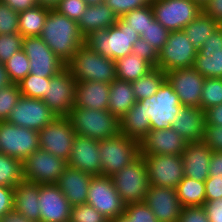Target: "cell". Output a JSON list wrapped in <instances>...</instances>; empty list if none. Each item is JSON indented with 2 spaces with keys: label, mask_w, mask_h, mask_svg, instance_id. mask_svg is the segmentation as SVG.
<instances>
[{
  "label": "cell",
  "mask_w": 222,
  "mask_h": 222,
  "mask_svg": "<svg viewBox=\"0 0 222 222\" xmlns=\"http://www.w3.org/2000/svg\"><path fill=\"white\" fill-rule=\"evenodd\" d=\"M40 184L23 181L14 188L13 209L33 222H40Z\"/></svg>",
  "instance_id": "4316f807"
},
{
  "label": "cell",
  "mask_w": 222,
  "mask_h": 222,
  "mask_svg": "<svg viewBox=\"0 0 222 222\" xmlns=\"http://www.w3.org/2000/svg\"><path fill=\"white\" fill-rule=\"evenodd\" d=\"M38 133L40 149L68 161L76 135L68 117H56Z\"/></svg>",
  "instance_id": "4fadbf2b"
},
{
  "label": "cell",
  "mask_w": 222,
  "mask_h": 222,
  "mask_svg": "<svg viewBox=\"0 0 222 222\" xmlns=\"http://www.w3.org/2000/svg\"><path fill=\"white\" fill-rule=\"evenodd\" d=\"M67 166L93 176L102 175L98 140L76 134Z\"/></svg>",
  "instance_id": "44dd1931"
},
{
  "label": "cell",
  "mask_w": 222,
  "mask_h": 222,
  "mask_svg": "<svg viewBox=\"0 0 222 222\" xmlns=\"http://www.w3.org/2000/svg\"><path fill=\"white\" fill-rule=\"evenodd\" d=\"M132 53L144 58L153 67H157L158 52L143 38H139L132 47Z\"/></svg>",
  "instance_id": "681fc988"
},
{
  "label": "cell",
  "mask_w": 222,
  "mask_h": 222,
  "mask_svg": "<svg viewBox=\"0 0 222 222\" xmlns=\"http://www.w3.org/2000/svg\"><path fill=\"white\" fill-rule=\"evenodd\" d=\"M71 222H109L98 210L89 204L76 205L71 208Z\"/></svg>",
  "instance_id": "bcb514c9"
},
{
  "label": "cell",
  "mask_w": 222,
  "mask_h": 222,
  "mask_svg": "<svg viewBox=\"0 0 222 222\" xmlns=\"http://www.w3.org/2000/svg\"><path fill=\"white\" fill-rule=\"evenodd\" d=\"M123 215L130 222H158L151 209L144 202L127 204Z\"/></svg>",
  "instance_id": "7dc6e473"
},
{
  "label": "cell",
  "mask_w": 222,
  "mask_h": 222,
  "mask_svg": "<svg viewBox=\"0 0 222 222\" xmlns=\"http://www.w3.org/2000/svg\"><path fill=\"white\" fill-rule=\"evenodd\" d=\"M111 177L116 191L126 205L144 202L150 182L144 158L141 154Z\"/></svg>",
  "instance_id": "52a82bcc"
},
{
  "label": "cell",
  "mask_w": 222,
  "mask_h": 222,
  "mask_svg": "<svg viewBox=\"0 0 222 222\" xmlns=\"http://www.w3.org/2000/svg\"><path fill=\"white\" fill-rule=\"evenodd\" d=\"M61 0H36L37 6L54 10Z\"/></svg>",
  "instance_id": "03108f58"
},
{
  "label": "cell",
  "mask_w": 222,
  "mask_h": 222,
  "mask_svg": "<svg viewBox=\"0 0 222 222\" xmlns=\"http://www.w3.org/2000/svg\"><path fill=\"white\" fill-rule=\"evenodd\" d=\"M170 31L163 27L156 19L149 24L145 34L139 36L147 41L158 53L168 40Z\"/></svg>",
  "instance_id": "7bdbcfd3"
},
{
  "label": "cell",
  "mask_w": 222,
  "mask_h": 222,
  "mask_svg": "<svg viewBox=\"0 0 222 222\" xmlns=\"http://www.w3.org/2000/svg\"><path fill=\"white\" fill-rule=\"evenodd\" d=\"M192 67L204 78H222V51H198Z\"/></svg>",
  "instance_id": "8d00e7d4"
},
{
  "label": "cell",
  "mask_w": 222,
  "mask_h": 222,
  "mask_svg": "<svg viewBox=\"0 0 222 222\" xmlns=\"http://www.w3.org/2000/svg\"><path fill=\"white\" fill-rule=\"evenodd\" d=\"M109 222H130V221L124 215H120L119 217L114 218Z\"/></svg>",
  "instance_id": "a7ac6f4b"
},
{
  "label": "cell",
  "mask_w": 222,
  "mask_h": 222,
  "mask_svg": "<svg viewBox=\"0 0 222 222\" xmlns=\"http://www.w3.org/2000/svg\"><path fill=\"white\" fill-rule=\"evenodd\" d=\"M212 152L203 141L187 142L182 152L184 176L197 181H205L209 177Z\"/></svg>",
  "instance_id": "603a6c76"
},
{
  "label": "cell",
  "mask_w": 222,
  "mask_h": 222,
  "mask_svg": "<svg viewBox=\"0 0 222 222\" xmlns=\"http://www.w3.org/2000/svg\"><path fill=\"white\" fill-rule=\"evenodd\" d=\"M66 167V161L39 148L23 160L24 181L56 184Z\"/></svg>",
  "instance_id": "30bf717a"
},
{
  "label": "cell",
  "mask_w": 222,
  "mask_h": 222,
  "mask_svg": "<svg viewBox=\"0 0 222 222\" xmlns=\"http://www.w3.org/2000/svg\"><path fill=\"white\" fill-rule=\"evenodd\" d=\"M166 80V73L154 67L146 75L136 81L131 82L134 96L137 101L146 99L155 94Z\"/></svg>",
  "instance_id": "e575fe53"
},
{
  "label": "cell",
  "mask_w": 222,
  "mask_h": 222,
  "mask_svg": "<svg viewBox=\"0 0 222 222\" xmlns=\"http://www.w3.org/2000/svg\"><path fill=\"white\" fill-rule=\"evenodd\" d=\"M0 222H33L14 209L0 217Z\"/></svg>",
  "instance_id": "be15d7a7"
},
{
  "label": "cell",
  "mask_w": 222,
  "mask_h": 222,
  "mask_svg": "<svg viewBox=\"0 0 222 222\" xmlns=\"http://www.w3.org/2000/svg\"><path fill=\"white\" fill-rule=\"evenodd\" d=\"M178 222H209L203 206L183 207Z\"/></svg>",
  "instance_id": "f5cc1de1"
},
{
  "label": "cell",
  "mask_w": 222,
  "mask_h": 222,
  "mask_svg": "<svg viewBox=\"0 0 222 222\" xmlns=\"http://www.w3.org/2000/svg\"><path fill=\"white\" fill-rule=\"evenodd\" d=\"M76 84L67 68L50 78L42 100L57 117H68L74 107Z\"/></svg>",
  "instance_id": "2e32d148"
},
{
  "label": "cell",
  "mask_w": 222,
  "mask_h": 222,
  "mask_svg": "<svg viewBox=\"0 0 222 222\" xmlns=\"http://www.w3.org/2000/svg\"><path fill=\"white\" fill-rule=\"evenodd\" d=\"M203 207L209 222H222V198L206 201Z\"/></svg>",
  "instance_id": "6f0895ef"
},
{
  "label": "cell",
  "mask_w": 222,
  "mask_h": 222,
  "mask_svg": "<svg viewBox=\"0 0 222 222\" xmlns=\"http://www.w3.org/2000/svg\"><path fill=\"white\" fill-rule=\"evenodd\" d=\"M10 8L20 12L37 6L36 0H2Z\"/></svg>",
  "instance_id": "6125c7cd"
},
{
  "label": "cell",
  "mask_w": 222,
  "mask_h": 222,
  "mask_svg": "<svg viewBox=\"0 0 222 222\" xmlns=\"http://www.w3.org/2000/svg\"><path fill=\"white\" fill-rule=\"evenodd\" d=\"M202 141L212 151H222V126L205 125Z\"/></svg>",
  "instance_id": "f907efd6"
},
{
  "label": "cell",
  "mask_w": 222,
  "mask_h": 222,
  "mask_svg": "<svg viewBox=\"0 0 222 222\" xmlns=\"http://www.w3.org/2000/svg\"><path fill=\"white\" fill-rule=\"evenodd\" d=\"M104 3L118 18L134 9L145 6L140 0H104Z\"/></svg>",
  "instance_id": "816d5d0a"
},
{
  "label": "cell",
  "mask_w": 222,
  "mask_h": 222,
  "mask_svg": "<svg viewBox=\"0 0 222 222\" xmlns=\"http://www.w3.org/2000/svg\"><path fill=\"white\" fill-rule=\"evenodd\" d=\"M222 103V78H205L201 95V109Z\"/></svg>",
  "instance_id": "60d3db41"
},
{
  "label": "cell",
  "mask_w": 222,
  "mask_h": 222,
  "mask_svg": "<svg viewBox=\"0 0 222 222\" xmlns=\"http://www.w3.org/2000/svg\"><path fill=\"white\" fill-rule=\"evenodd\" d=\"M22 50L30 61V74L51 78L66 68L47 44L39 37H23Z\"/></svg>",
  "instance_id": "9a60e30c"
},
{
  "label": "cell",
  "mask_w": 222,
  "mask_h": 222,
  "mask_svg": "<svg viewBox=\"0 0 222 222\" xmlns=\"http://www.w3.org/2000/svg\"><path fill=\"white\" fill-rule=\"evenodd\" d=\"M166 80L178 95L180 104L201 108V95L205 78L193 67L166 72Z\"/></svg>",
  "instance_id": "ac0fdd59"
},
{
  "label": "cell",
  "mask_w": 222,
  "mask_h": 222,
  "mask_svg": "<svg viewBox=\"0 0 222 222\" xmlns=\"http://www.w3.org/2000/svg\"><path fill=\"white\" fill-rule=\"evenodd\" d=\"M40 222L70 221V202L56 184H40L39 188Z\"/></svg>",
  "instance_id": "d6986e66"
},
{
  "label": "cell",
  "mask_w": 222,
  "mask_h": 222,
  "mask_svg": "<svg viewBox=\"0 0 222 222\" xmlns=\"http://www.w3.org/2000/svg\"><path fill=\"white\" fill-rule=\"evenodd\" d=\"M39 147V133L36 130L0 122V153L26 159Z\"/></svg>",
  "instance_id": "8fae6325"
},
{
  "label": "cell",
  "mask_w": 222,
  "mask_h": 222,
  "mask_svg": "<svg viewBox=\"0 0 222 222\" xmlns=\"http://www.w3.org/2000/svg\"><path fill=\"white\" fill-rule=\"evenodd\" d=\"M102 175L111 177L140 155L137 140L119 133L111 138L99 140Z\"/></svg>",
  "instance_id": "5b68a950"
},
{
  "label": "cell",
  "mask_w": 222,
  "mask_h": 222,
  "mask_svg": "<svg viewBox=\"0 0 222 222\" xmlns=\"http://www.w3.org/2000/svg\"><path fill=\"white\" fill-rule=\"evenodd\" d=\"M77 82L113 83L117 79L115 61L100 55L85 44L66 64Z\"/></svg>",
  "instance_id": "3957f363"
},
{
  "label": "cell",
  "mask_w": 222,
  "mask_h": 222,
  "mask_svg": "<svg viewBox=\"0 0 222 222\" xmlns=\"http://www.w3.org/2000/svg\"><path fill=\"white\" fill-rule=\"evenodd\" d=\"M139 144L142 156L157 154L182 155L187 141L172 128L151 129Z\"/></svg>",
  "instance_id": "7402d4cb"
},
{
  "label": "cell",
  "mask_w": 222,
  "mask_h": 222,
  "mask_svg": "<svg viewBox=\"0 0 222 222\" xmlns=\"http://www.w3.org/2000/svg\"><path fill=\"white\" fill-rule=\"evenodd\" d=\"M47 85H50V78H40L30 73L18 83L22 96L41 100L47 92Z\"/></svg>",
  "instance_id": "ab89813d"
},
{
  "label": "cell",
  "mask_w": 222,
  "mask_h": 222,
  "mask_svg": "<svg viewBox=\"0 0 222 222\" xmlns=\"http://www.w3.org/2000/svg\"><path fill=\"white\" fill-rule=\"evenodd\" d=\"M120 19L127 24L128 28L135 30L138 35L145 34L149 24L155 20L152 6L145 5L125 13Z\"/></svg>",
  "instance_id": "74e56055"
},
{
  "label": "cell",
  "mask_w": 222,
  "mask_h": 222,
  "mask_svg": "<svg viewBox=\"0 0 222 222\" xmlns=\"http://www.w3.org/2000/svg\"><path fill=\"white\" fill-rule=\"evenodd\" d=\"M39 37L65 64L84 45V37L78 23L56 10H49Z\"/></svg>",
  "instance_id": "6da1fadb"
},
{
  "label": "cell",
  "mask_w": 222,
  "mask_h": 222,
  "mask_svg": "<svg viewBox=\"0 0 222 222\" xmlns=\"http://www.w3.org/2000/svg\"><path fill=\"white\" fill-rule=\"evenodd\" d=\"M198 50L190 43L183 30L170 31L168 40L158 53L157 67L169 72L191 68Z\"/></svg>",
  "instance_id": "9c48e42d"
},
{
  "label": "cell",
  "mask_w": 222,
  "mask_h": 222,
  "mask_svg": "<svg viewBox=\"0 0 222 222\" xmlns=\"http://www.w3.org/2000/svg\"><path fill=\"white\" fill-rule=\"evenodd\" d=\"M77 135L104 140L120 133V119L108 110L73 107L68 115Z\"/></svg>",
  "instance_id": "277c9868"
},
{
  "label": "cell",
  "mask_w": 222,
  "mask_h": 222,
  "mask_svg": "<svg viewBox=\"0 0 222 222\" xmlns=\"http://www.w3.org/2000/svg\"><path fill=\"white\" fill-rule=\"evenodd\" d=\"M11 84V81L8 77V73L5 67V63L0 62V89Z\"/></svg>",
  "instance_id": "e7e4bbea"
},
{
  "label": "cell",
  "mask_w": 222,
  "mask_h": 222,
  "mask_svg": "<svg viewBox=\"0 0 222 222\" xmlns=\"http://www.w3.org/2000/svg\"><path fill=\"white\" fill-rule=\"evenodd\" d=\"M49 10L41 6H35L20 11L18 13L19 34L23 37L40 36Z\"/></svg>",
  "instance_id": "d6a6232c"
},
{
  "label": "cell",
  "mask_w": 222,
  "mask_h": 222,
  "mask_svg": "<svg viewBox=\"0 0 222 222\" xmlns=\"http://www.w3.org/2000/svg\"><path fill=\"white\" fill-rule=\"evenodd\" d=\"M144 203L158 222H178L183 208L176 189L161 186L150 185Z\"/></svg>",
  "instance_id": "ffe728a7"
},
{
  "label": "cell",
  "mask_w": 222,
  "mask_h": 222,
  "mask_svg": "<svg viewBox=\"0 0 222 222\" xmlns=\"http://www.w3.org/2000/svg\"><path fill=\"white\" fill-rule=\"evenodd\" d=\"M88 6L104 3V0H84Z\"/></svg>",
  "instance_id": "003e7915"
},
{
  "label": "cell",
  "mask_w": 222,
  "mask_h": 222,
  "mask_svg": "<svg viewBox=\"0 0 222 222\" xmlns=\"http://www.w3.org/2000/svg\"><path fill=\"white\" fill-rule=\"evenodd\" d=\"M199 52H217L222 51V25L214 31L207 40L204 42L202 47L198 50Z\"/></svg>",
  "instance_id": "11a10c76"
},
{
  "label": "cell",
  "mask_w": 222,
  "mask_h": 222,
  "mask_svg": "<svg viewBox=\"0 0 222 222\" xmlns=\"http://www.w3.org/2000/svg\"><path fill=\"white\" fill-rule=\"evenodd\" d=\"M117 79L133 82L146 75L154 67L144 58L131 53L115 61Z\"/></svg>",
  "instance_id": "4dcf8cb0"
},
{
  "label": "cell",
  "mask_w": 222,
  "mask_h": 222,
  "mask_svg": "<svg viewBox=\"0 0 222 222\" xmlns=\"http://www.w3.org/2000/svg\"><path fill=\"white\" fill-rule=\"evenodd\" d=\"M21 96L18 84L11 83L0 89V122L7 121Z\"/></svg>",
  "instance_id": "b9f144b4"
},
{
  "label": "cell",
  "mask_w": 222,
  "mask_h": 222,
  "mask_svg": "<svg viewBox=\"0 0 222 222\" xmlns=\"http://www.w3.org/2000/svg\"><path fill=\"white\" fill-rule=\"evenodd\" d=\"M144 5L152 6L157 0H140Z\"/></svg>",
  "instance_id": "2644e50d"
},
{
  "label": "cell",
  "mask_w": 222,
  "mask_h": 222,
  "mask_svg": "<svg viewBox=\"0 0 222 222\" xmlns=\"http://www.w3.org/2000/svg\"><path fill=\"white\" fill-rule=\"evenodd\" d=\"M202 11L222 25V0H208Z\"/></svg>",
  "instance_id": "680465c9"
},
{
  "label": "cell",
  "mask_w": 222,
  "mask_h": 222,
  "mask_svg": "<svg viewBox=\"0 0 222 222\" xmlns=\"http://www.w3.org/2000/svg\"><path fill=\"white\" fill-rule=\"evenodd\" d=\"M87 7L84 0H61L54 10L78 23Z\"/></svg>",
  "instance_id": "c3c4849f"
},
{
  "label": "cell",
  "mask_w": 222,
  "mask_h": 222,
  "mask_svg": "<svg viewBox=\"0 0 222 222\" xmlns=\"http://www.w3.org/2000/svg\"><path fill=\"white\" fill-rule=\"evenodd\" d=\"M155 19L167 30H183L201 12L192 0H157L153 5Z\"/></svg>",
  "instance_id": "7c38bea8"
},
{
  "label": "cell",
  "mask_w": 222,
  "mask_h": 222,
  "mask_svg": "<svg viewBox=\"0 0 222 222\" xmlns=\"http://www.w3.org/2000/svg\"><path fill=\"white\" fill-rule=\"evenodd\" d=\"M14 188L0 185V217L13 210Z\"/></svg>",
  "instance_id": "9f6ffc18"
},
{
  "label": "cell",
  "mask_w": 222,
  "mask_h": 222,
  "mask_svg": "<svg viewBox=\"0 0 222 222\" xmlns=\"http://www.w3.org/2000/svg\"><path fill=\"white\" fill-rule=\"evenodd\" d=\"M193 2L197 3L201 8L208 2V0H192Z\"/></svg>",
  "instance_id": "89a4df30"
},
{
  "label": "cell",
  "mask_w": 222,
  "mask_h": 222,
  "mask_svg": "<svg viewBox=\"0 0 222 222\" xmlns=\"http://www.w3.org/2000/svg\"><path fill=\"white\" fill-rule=\"evenodd\" d=\"M219 26L220 24L218 22L202 11L183 31L187 35L190 43L199 50L208 36L216 31Z\"/></svg>",
  "instance_id": "1f68e13d"
},
{
  "label": "cell",
  "mask_w": 222,
  "mask_h": 222,
  "mask_svg": "<svg viewBox=\"0 0 222 222\" xmlns=\"http://www.w3.org/2000/svg\"><path fill=\"white\" fill-rule=\"evenodd\" d=\"M110 84L103 82H77L74 107L108 110Z\"/></svg>",
  "instance_id": "484cf974"
},
{
  "label": "cell",
  "mask_w": 222,
  "mask_h": 222,
  "mask_svg": "<svg viewBox=\"0 0 222 222\" xmlns=\"http://www.w3.org/2000/svg\"><path fill=\"white\" fill-rule=\"evenodd\" d=\"M209 177L222 178V151H213L209 165Z\"/></svg>",
  "instance_id": "94428289"
},
{
  "label": "cell",
  "mask_w": 222,
  "mask_h": 222,
  "mask_svg": "<svg viewBox=\"0 0 222 222\" xmlns=\"http://www.w3.org/2000/svg\"><path fill=\"white\" fill-rule=\"evenodd\" d=\"M137 102L131 82L116 79L110 84L108 111L119 119Z\"/></svg>",
  "instance_id": "f546056e"
},
{
  "label": "cell",
  "mask_w": 222,
  "mask_h": 222,
  "mask_svg": "<svg viewBox=\"0 0 222 222\" xmlns=\"http://www.w3.org/2000/svg\"><path fill=\"white\" fill-rule=\"evenodd\" d=\"M5 67L11 83H20L30 73V61L26 53L21 49L7 62Z\"/></svg>",
  "instance_id": "f35d334b"
},
{
  "label": "cell",
  "mask_w": 222,
  "mask_h": 222,
  "mask_svg": "<svg viewBox=\"0 0 222 222\" xmlns=\"http://www.w3.org/2000/svg\"><path fill=\"white\" fill-rule=\"evenodd\" d=\"M175 189L182 207L203 206L206 202L205 181L184 176Z\"/></svg>",
  "instance_id": "836d02e7"
},
{
  "label": "cell",
  "mask_w": 222,
  "mask_h": 222,
  "mask_svg": "<svg viewBox=\"0 0 222 222\" xmlns=\"http://www.w3.org/2000/svg\"><path fill=\"white\" fill-rule=\"evenodd\" d=\"M150 185L175 189L184 178L182 155L143 156Z\"/></svg>",
  "instance_id": "5bb4252c"
},
{
  "label": "cell",
  "mask_w": 222,
  "mask_h": 222,
  "mask_svg": "<svg viewBox=\"0 0 222 222\" xmlns=\"http://www.w3.org/2000/svg\"><path fill=\"white\" fill-rule=\"evenodd\" d=\"M151 130L150 117H146L143 105L138 101L120 119V133L140 141Z\"/></svg>",
  "instance_id": "f1b7e54d"
},
{
  "label": "cell",
  "mask_w": 222,
  "mask_h": 222,
  "mask_svg": "<svg viewBox=\"0 0 222 222\" xmlns=\"http://www.w3.org/2000/svg\"><path fill=\"white\" fill-rule=\"evenodd\" d=\"M23 181V161L0 153V185L15 188Z\"/></svg>",
  "instance_id": "d590c367"
},
{
  "label": "cell",
  "mask_w": 222,
  "mask_h": 222,
  "mask_svg": "<svg viewBox=\"0 0 222 222\" xmlns=\"http://www.w3.org/2000/svg\"><path fill=\"white\" fill-rule=\"evenodd\" d=\"M140 38L135 30L128 28L120 18L108 29L91 32L84 44L104 57L114 61L132 53L133 44Z\"/></svg>",
  "instance_id": "7a4b0ae2"
},
{
  "label": "cell",
  "mask_w": 222,
  "mask_h": 222,
  "mask_svg": "<svg viewBox=\"0 0 222 222\" xmlns=\"http://www.w3.org/2000/svg\"><path fill=\"white\" fill-rule=\"evenodd\" d=\"M92 177L93 175L89 173L67 166L56 182V185L73 207L86 204L88 186Z\"/></svg>",
  "instance_id": "cb8c5ba5"
},
{
  "label": "cell",
  "mask_w": 222,
  "mask_h": 222,
  "mask_svg": "<svg viewBox=\"0 0 222 222\" xmlns=\"http://www.w3.org/2000/svg\"><path fill=\"white\" fill-rule=\"evenodd\" d=\"M143 105L146 117H150L151 129H170L176 114L183 107L178 95L167 80L151 97L138 101Z\"/></svg>",
  "instance_id": "8992f818"
},
{
  "label": "cell",
  "mask_w": 222,
  "mask_h": 222,
  "mask_svg": "<svg viewBox=\"0 0 222 222\" xmlns=\"http://www.w3.org/2000/svg\"><path fill=\"white\" fill-rule=\"evenodd\" d=\"M206 201L222 198V178L208 177L205 180Z\"/></svg>",
  "instance_id": "db71d44e"
},
{
  "label": "cell",
  "mask_w": 222,
  "mask_h": 222,
  "mask_svg": "<svg viewBox=\"0 0 222 222\" xmlns=\"http://www.w3.org/2000/svg\"><path fill=\"white\" fill-rule=\"evenodd\" d=\"M205 111L197 107L183 106L171 124L187 142L202 141L205 131Z\"/></svg>",
  "instance_id": "d4e9b609"
},
{
  "label": "cell",
  "mask_w": 222,
  "mask_h": 222,
  "mask_svg": "<svg viewBox=\"0 0 222 222\" xmlns=\"http://www.w3.org/2000/svg\"><path fill=\"white\" fill-rule=\"evenodd\" d=\"M18 13L0 0V35L19 33Z\"/></svg>",
  "instance_id": "ee69618b"
},
{
  "label": "cell",
  "mask_w": 222,
  "mask_h": 222,
  "mask_svg": "<svg viewBox=\"0 0 222 222\" xmlns=\"http://www.w3.org/2000/svg\"><path fill=\"white\" fill-rule=\"evenodd\" d=\"M23 36L19 33L0 35V62L6 63L22 49Z\"/></svg>",
  "instance_id": "f6af8a7d"
},
{
  "label": "cell",
  "mask_w": 222,
  "mask_h": 222,
  "mask_svg": "<svg viewBox=\"0 0 222 222\" xmlns=\"http://www.w3.org/2000/svg\"><path fill=\"white\" fill-rule=\"evenodd\" d=\"M56 117L43 100L21 96L7 122L39 132Z\"/></svg>",
  "instance_id": "e0dca14e"
},
{
  "label": "cell",
  "mask_w": 222,
  "mask_h": 222,
  "mask_svg": "<svg viewBox=\"0 0 222 222\" xmlns=\"http://www.w3.org/2000/svg\"><path fill=\"white\" fill-rule=\"evenodd\" d=\"M87 204L98 210L109 221L124 214L126 204L115 189L112 177L93 176L88 186Z\"/></svg>",
  "instance_id": "ba28073f"
},
{
  "label": "cell",
  "mask_w": 222,
  "mask_h": 222,
  "mask_svg": "<svg viewBox=\"0 0 222 222\" xmlns=\"http://www.w3.org/2000/svg\"><path fill=\"white\" fill-rule=\"evenodd\" d=\"M117 15L105 4L88 6L78 21V27L85 38L91 32L108 29L117 22Z\"/></svg>",
  "instance_id": "83f0119b"
},
{
  "label": "cell",
  "mask_w": 222,
  "mask_h": 222,
  "mask_svg": "<svg viewBox=\"0 0 222 222\" xmlns=\"http://www.w3.org/2000/svg\"><path fill=\"white\" fill-rule=\"evenodd\" d=\"M205 125L222 126V103L205 110Z\"/></svg>",
  "instance_id": "91938a15"
}]
</instances>
